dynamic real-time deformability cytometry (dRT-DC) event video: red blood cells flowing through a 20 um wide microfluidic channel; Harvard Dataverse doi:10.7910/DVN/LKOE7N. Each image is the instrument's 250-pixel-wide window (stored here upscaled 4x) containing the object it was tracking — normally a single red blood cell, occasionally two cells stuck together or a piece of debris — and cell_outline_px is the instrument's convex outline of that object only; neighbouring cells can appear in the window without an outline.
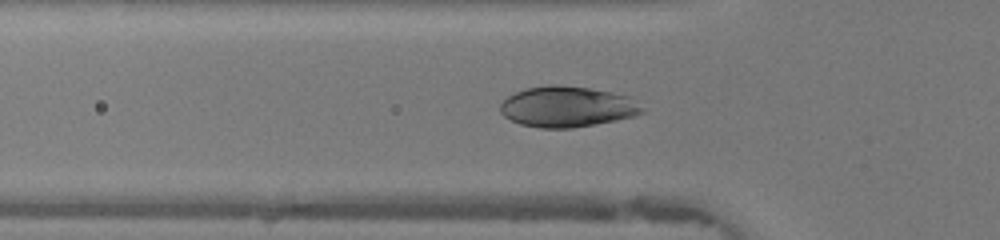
{"species": "human", "species_latin": "Homo sapiens", "temperature_condition": "warm", "stored_images_in_passage": 46, "camera_frame_rate_fps": 3000, "um_per_image_px": 0.085, "donor": {"sex": "female"}, "frame": {"image": 1, "passage_image": 15, "time_ms": 4.667, "image_size_px": [1000, 240], "cell_outline_px": [[644, 112], [636, 116], [596, 124], [572, 128], [540, 128], [520, 124], [504, 116], [500, 112], [500, 104], [508, 96], [516, 92], [528, 88], [548, 84], [556, 84], [588, 88], [612, 92], [628, 96], [644, 108]], "centroid_in_image_um": [48.21, 9.07], "position_along_channel_um": 77.6, "area_um2": 33.64}}
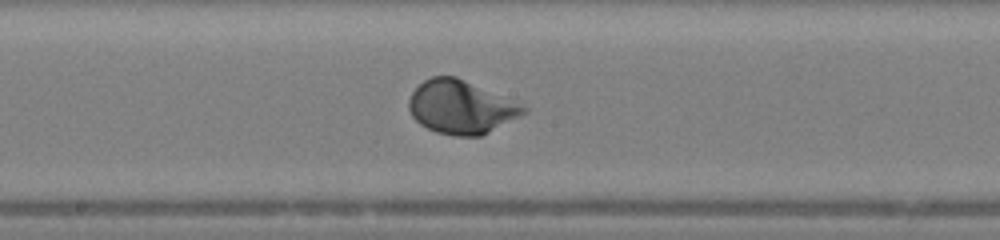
{"frame": {"image": 2, "passage_image": 24, "time_ms": 7.667, "image_size_px": [1000, 240], "cell_outline_px": [[528, 112], [480, 136], [452, 136], [436, 132], [420, 124], [412, 116], [408, 108], [408, 100], [412, 92], [424, 80], [432, 76], [456, 76], [528, 108]], "centroid_in_image_um": [39.14, 9.11], "position_along_channel_um": 209.1, "area_um2": 35.2}}
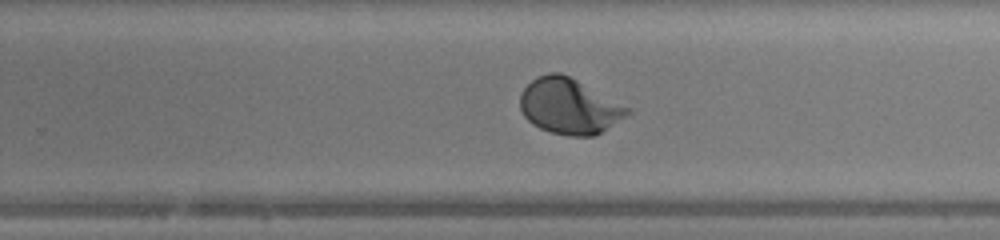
{"frame": {"image": 3, "passage_image": 29, "time_ms": 9.333, "image_size_px": [1000, 240], "cell_outline_px": [[632, 112], [600, 132], [592, 136], [568, 136], [552, 132], [540, 128], [532, 124], [524, 116], [520, 108], [520, 96], [524, 88], [536, 76], [548, 72], [560, 72], [632, 108]], "centroid_in_image_um": [48.37, 9.02], "position_along_channel_um": 281.4, "area_um2": 34.51}, "authors_computed_cell_mechanics": {"area_um2": 35.4025, "velocity_mm_per_s": 4.3575, "shape_relaxation_time_tau1_ms": 2.0669, "shape_relaxation_time_tau2_ms": null, "deformation_change_tau1": 0.1522, "deformation_change_tau2": null}}